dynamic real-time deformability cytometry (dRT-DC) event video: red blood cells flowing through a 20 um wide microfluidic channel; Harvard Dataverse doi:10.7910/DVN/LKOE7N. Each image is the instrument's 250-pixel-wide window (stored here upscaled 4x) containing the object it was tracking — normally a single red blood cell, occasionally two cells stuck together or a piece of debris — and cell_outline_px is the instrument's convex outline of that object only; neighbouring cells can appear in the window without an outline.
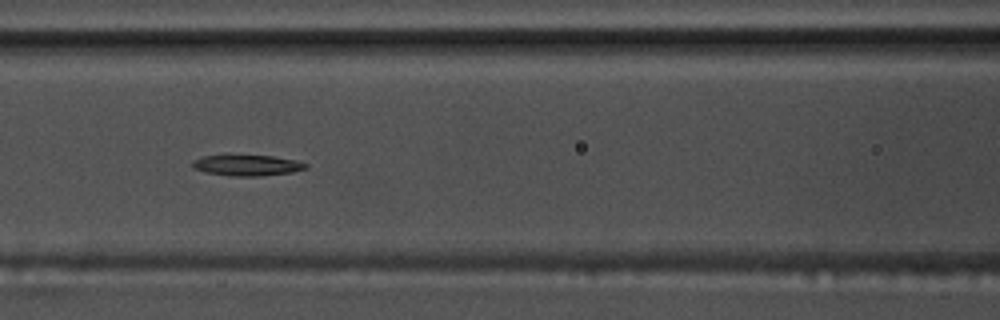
{"species": "common noctule bat (a hibernating species)", "species_latin": "Nyctalus noctula", "temperature_condition": "warm", "stored_images_in_passage": 43, "segment_of_instrument_passage": [1, 2], "camera_frame_rate_fps": 3000, "um_per_image_px": 0.085, "animal": {"sex": "male", "body_mass_g": 17.5, "forearm_length_mm": 52.3}, "frame": {"image": 1, "passage_image": 11, "time_ms": 3.333, "image_size_px": [1000, 320], "cell_outline_px": [[308, 168], [292, 172], [260, 176], [232, 176], [204, 172], [192, 168], [192, 160], [200, 156], [224, 152], [228, 152], [272, 156], [296, 160], [308, 164]], "centroid_in_image_um": [20.9, 13.99], "position_along_channel_um": 145.7, "area_um2": 14.8}}
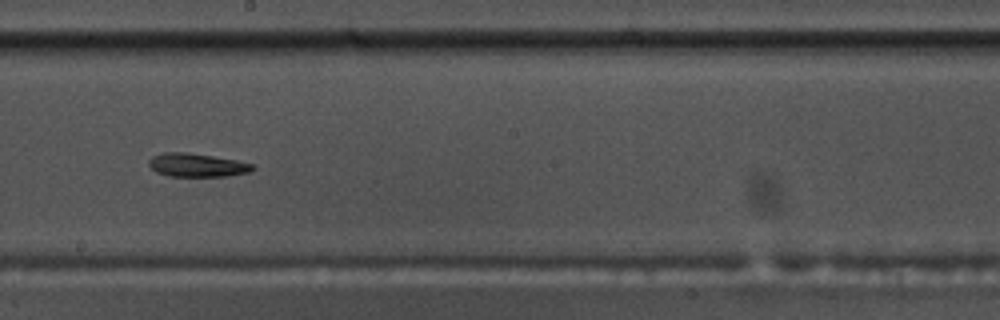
{"frame": {"image": 2, "passage_image": 18, "time_ms": 5.667, "image_size_px": [1000, 320], "cell_outline_px": [[256, 168], [252, 172], [228, 176], [168, 176], [156, 172], [148, 164], [148, 160], [152, 156], [164, 152], [188, 152], [236, 160], [252, 164]], "centroid_in_image_um": [16.75, 14.03], "position_along_channel_um": 231.5, "area_um2": 14.28}}
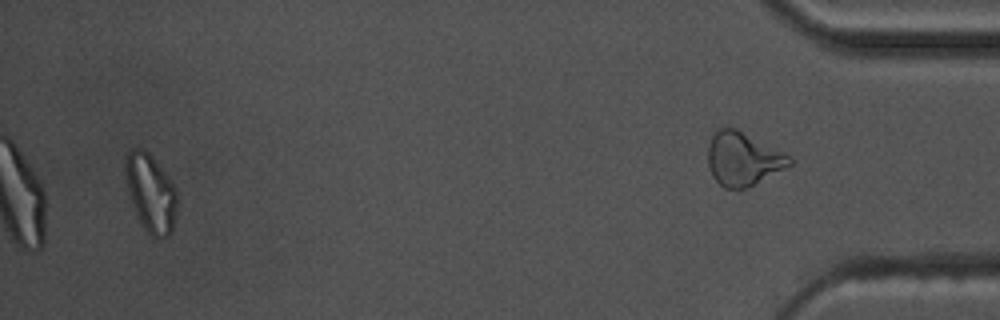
{"frame": {"image": 3, "passage_image": 40, "time_ms": 13.0, "image_size_px": [1000, 320], "cell_outline_px": [[176, 212], [172, 232], [168, 236], [156, 240], [148, 236], [140, 224], [132, 204], [128, 192], [124, 172], [124, 156], [132, 148], [140, 148], [148, 152], [152, 156], [168, 176], [176, 192]], "centroid_in_image_um": [12.78, 16.44], "position_along_channel_um": 422.4, "area_um2": 23.93}}